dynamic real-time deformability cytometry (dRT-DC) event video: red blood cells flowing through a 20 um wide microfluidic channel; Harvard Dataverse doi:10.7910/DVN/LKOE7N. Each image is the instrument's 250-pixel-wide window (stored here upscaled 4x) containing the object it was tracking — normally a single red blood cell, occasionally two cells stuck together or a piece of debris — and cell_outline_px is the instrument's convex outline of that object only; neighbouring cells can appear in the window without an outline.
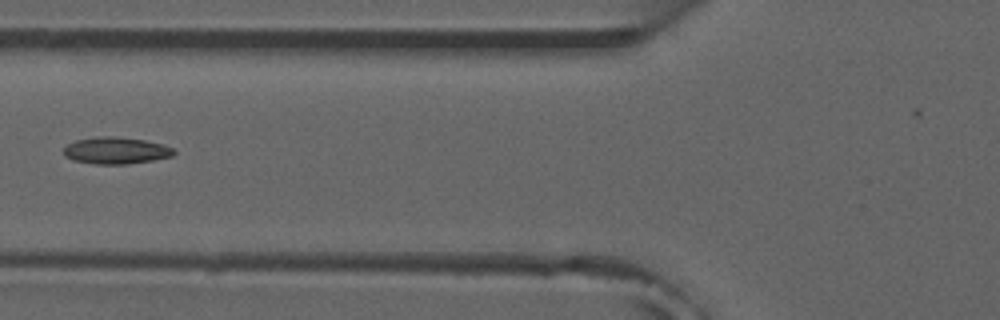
{"species": "common noctule bat (a hibernating species)", "species_latin": "Nyctalus noctula", "temperature_condition": "room temperature", "stored_images_in_passage": 5, "camera_frame_rate_fps": 3000, "um_per_image_px": 0.085, "animal": {"sex": "male", "forearm_length_mm": 52.5}, "frame": {"image": 1, "passage_image": 5, "time_ms": 4.667, "image_size_px": [1000, 320], "cell_outline_px": [[176, 152], [172, 156], [152, 160], [124, 164], [96, 164], [72, 160], [64, 156], [64, 148], [68, 144], [76, 140], [100, 136], [112, 136], [144, 140], [164, 144], [172, 148]], "centroid_in_image_um": [9.84, 12.79], "position_along_channel_um": 116.0, "area_um2": 17.11}}